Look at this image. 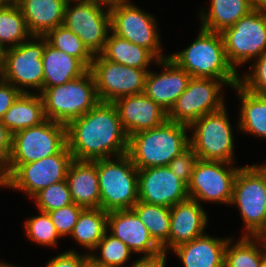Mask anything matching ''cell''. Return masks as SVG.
Instances as JSON below:
<instances>
[{
	"mask_svg": "<svg viewBox=\"0 0 266 267\" xmlns=\"http://www.w3.org/2000/svg\"><path fill=\"white\" fill-rule=\"evenodd\" d=\"M66 128L73 159L94 161L127 154L129 137L112 102H99Z\"/></svg>",
	"mask_w": 266,
	"mask_h": 267,
	"instance_id": "cell-1",
	"label": "cell"
},
{
	"mask_svg": "<svg viewBox=\"0 0 266 267\" xmlns=\"http://www.w3.org/2000/svg\"><path fill=\"white\" fill-rule=\"evenodd\" d=\"M189 126L167 120L162 125L129 136L127 155L138 169L168 166L190 146Z\"/></svg>",
	"mask_w": 266,
	"mask_h": 267,
	"instance_id": "cell-2",
	"label": "cell"
},
{
	"mask_svg": "<svg viewBox=\"0 0 266 267\" xmlns=\"http://www.w3.org/2000/svg\"><path fill=\"white\" fill-rule=\"evenodd\" d=\"M198 37L185 49L169 55L191 77L222 80L226 87L239 83L240 73L229 64L221 33L200 27Z\"/></svg>",
	"mask_w": 266,
	"mask_h": 267,
	"instance_id": "cell-3",
	"label": "cell"
},
{
	"mask_svg": "<svg viewBox=\"0 0 266 267\" xmlns=\"http://www.w3.org/2000/svg\"><path fill=\"white\" fill-rule=\"evenodd\" d=\"M39 94L46 119L65 125L83 116L100 102L90 70L62 85L43 87Z\"/></svg>",
	"mask_w": 266,
	"mask_h": 267,
	"instance_id": "cell-4",
	"label": "cell"
},
{
	"mask_svg": "<svg viewBox=\"0 0 266 267\" xmlns=\"http://www.w3.org/2000/svg\"><path fill=\"white\" fill-rule=\"evenodd\" d=\"M100 208L106 212L128 210L139 201L138 169L126 154L96 160Z\"/></svg>",
	"mask_w": 266,
	"mask_h": 267,
	"instance_id": "cell-5",
	"label": "cell"
},
{
	"mask_svg": "<svg viewBox=\"0 0 266 267\" xmlns=\"http://www.w3.org/2000/svg\"><path fill=\"white\" fill-rule=\"evenodd\" d=\"M73 157L66 145L59 153L26 164H6L3 167L5 188L23 191L33 198L39 191L66 180Z\"/></svg>",
	"mask_w": 266,
	"mask_h": 267,
	"instance_id": "cell-6",
	"label": "cell"
},
{
	"mask_svg": "<svg viewBox=\"0 0 266 267\" xmlns=\"http://www.w3.org/2000/svg\"><path fill=\"white\" fill-rule=\"evenodd\" d=\"M230 205L236 206L241 214L242 236H262L266 232V182L254 165L239 168Z\"/></svg>",
	"mask_w": 266,
	"mask_h": 267,
	"instance_id": "cell-7",
	"label": "cell"
},
{
	"mask_svg": "<svg viewBox=\"0 0 266 267\" xmlns=\"http://www.w3.org/2000/svg\"><path fill=\"white\" fill-rule=\"evenodd\" d=\"M189 130L190 146L200 160L236 162L232 124L226 105L194 121Z\"/></svg>",
	"mask_w": 266,
	"mask_h": 267,
	"instance_id": "cell-8",
	"label": "cell"
},
{
	"mask_svg": "<svg viewBox=\"0 0 266 267\" xmlns=\"http://www.w3.org/2000/svg\"><path fill=\"white\" fill-rule=\"evenodd\" d=\"M63 25L76 34L93 55L100 54L111 31L110 4L100 0H68Z\"/></svg>",
	"mask_w": 266,
	"mask_h": 267,
	"instance_id": "cell-9",
	"label": "cell"
},
{
	"mask_svg": "<svg viewBox=\"0 0 266 267\" xmlns=\"http://www.w3.org/2000/svg\"><path fill=\"white\" fill-rule=\"evenodd\" d=\"M44 49V36H31L16 47L7 49L0 77L21 93H30L29 89L32 88L39 94L44 87Z\"/></svg>",
	"mask_w": 266,
	"mask_h": 267,
	"instance_id": "cell-10",
	"label": "cell"
},
{
	"mask_svg": "<svg viewBox=\"0 0 266 267\" xmlns=\"http://www.w3.org/2000/svg\"><path fill=\"white\" fill-rule=\"evenodd\" d=\"M156 18L128 0L110 4V27L115 35L148 49L158 60L163 54ZM158 23V24H157ZM162 52V53H161Z\"/></svg>",
	"mask_w": 266,
	"mask_h": 267,
	"instance_id": "cell-11",
	"label": "cell"
},
{
	"mask_svg": "<svg viewBox=\"0 0 266 267\" xmlns=\"http://www.w3.org/2000/svg\"><path fill=\"white\" fill-rule=\"evenodd\" d=\"M227 60L239 73L241 68L266 52V14L253 9L221 32Z\"/></svg>",
	"mask_w": 266,
	"mask_h": 267,
	"instance_id": "cell-12",
	"label": "cell"
},
{
	"mask_svg": "<svg viewBox=\"0 0 266 267\" xmlns=\"http://www.w3.org/2000/svg\"><path fill=\"white\" fill-rule=\"evenodd\" d=\"M66 145V125L46 120L41 125L13 134L12 152L7 164L35 162L59 153Z\"/></svg>",
	"mask_w": 266,
	"mask_h": 267,
	"instance_id": "cell-13",
	"label": "cell"
},
{
	"mask_svg": "<svg viewBox=\"0 0 266 267\" xmlns=\"http://www.w3.org/2000/svg\"><path fill=\"white\" fill-rule=\"evenodd\" d=\"M225 85L214 78L191 77L168 112V120L189 126L204 115L221 110L225 106L222 92Z\"/></svg>",
	"mask_w": 266,
	"mask_h": 267,
	"instance_id": "cell-14",
	"label": "cell"
},
{
	"mask_svg": "<svg viewBox=\"0 0 266 267\" xmlns=\"http://www.w3.org/2000/svg\"><path fill=\"white\" fill-rule=\"evenodd\" d=\"M93 74L100 102H114L123 96L144 93L149 69L128 67L94 55L89 69Z\"/></svg>",
	"mask_w": 266,
	"mask_h": 267,
	"instance_id": "cell-15",
	"label": "cell"
},
{
	"mask_svg": "<svg viewBox=\"0 0 266 267\" xmlns=\"http://www.w3.org/2000/svg\"><path fill=\"white\" fill-rule=\"evenodd\" d=\"M224 161L200 160L188 184L189 198L201 202L230 205L233 183L239 167Z\"/></svg>",
	"mask_w": 266,
	"mask_h": 267,
	"instance_id": "cell-16",
	"label": "cell"
},
{
	"mask_svg": "<svg viewBox=\"0 0 266 267\" xmlns=\"http://www.w3.org/2000/svg\"><path fill=\"white\" fill-rule=\"evenodd\" d=\"M188 198V185L169 166L138 170L139 201L171 208Z\"/></svg>",
	"mask_w": 266,
	"mask_h": 267,
	"instance_id": "cell-17",
	"label": "cell"
},
{
	"mask_svg": "<svg viewBox=\"0 0 266 267\" xmlns=\"http://www.w3.org/2000/svg\"><path fill=\"white\" fill-rule=\"evenodd\" d=\"M155 65L162 66V72L148 71L144 94L168 113L186 89L191 76L169 57L158 60Z\"/></svg>",
	"mask_w": 266,
	"mask_h": 267,
	"instance_id": "cell-18",
	"label": "cell"
},
{
	"mask_svg": "<svg viewBox=\"0 0 266 267\" xmlns=\"http://www.w3.org/2000/svg\"><path fill=\"white\" fill-rule=\"evenodd\" d=\"M128 137L136 132L156 128L168 120V113L144 93L123 96L113 102Z\"/></svg>",
	"mask_w": 266,
	"mask_h": 267,
	"instance_id": "cell-19",
	"label": "cell"
},
{
	"mask_svg": "<svg viewBox=\"0 0 266 267\" xmlns=\"http://www.w3.org/2000/svg\"><path fill=\"white\" fill-rule=\"evenodd\" d=\"M107 231L125 243L132 253L149 256L163 251L132 209L108 212Z\"/></svg>",
	"mask_w": 266,
	"mask_h": 267,
	"instance_id": "cell-20",
	"label": "cell"
},
{
	"mask_svg": "<svg viewBox=\"0 0 266 267\" xmlns=\"http://www.w3.org/2000/svg\"><path fill=\"white\" fill-rule=\"evenodd\" d=\"M202 206L188 198L170 208L169 250L206 233L209 219Z\"/></svg>",
	"mask_w": 266,
	"mask_h": 267,
	"instance_id": "cell-21",
	"label": "cell"
},
{
	"mask_svg": "<svg viewBox=\"0 0 266 267\" xmlns=\"http://www.w3.org/2000/svg\"><path fill=\"white\" fill-rule=\"evenodd\" d=\"M66 181L72 202L83 208H100V189L96 160L73 159Z\"/></svg>",
	"mask_w": 266,
	"mask_h": 267,
	"instance_id": "cell-22",
	"label": "cell"
},
{
	"mask_svg": "<svg viewBox=\"0 0 266 267\" xmlns=\"http://www.w3.org/2000/svg\"><path fill=\"white\" fill-rule=\"evenodd\" d=\"M228 240L229 237H212L205 233L172 250L183 263V267H224Z\"/></svg>",
	"mask_w": 266,
	"mask_h": 267,
	"instance_id": "cell-23",
	"label": "cell"
},
{
	"mask_svg": "<svg viewBox=\"0 0 266 267\" xmlns=\"http://www.w3.org/2000/svg\"><path fill=\"white\" fill-rule=\"evenodd\" d=\"M68 0H18L27 28L32 36H45L64 23Z\"/></svg>",
	"mask_w": 266,
	"mask_h": 267,
	"instance_id": "cell-24",
	"label": "cell"
},
{
	"mask_svg": "<svg viewBox=\"0 0 266 267\" xmlns=\"http://www.w3.org/2000/svg\"><path fill=\"white\" fill-rule=\"evenodd\" d=\"M42 62L44 68V87H53L70 82L89 70L78 58L51 46L46 38Z\"/></svg>",
	"mask_w": 266,
	"mask_h": 267,
	"instance_id": "cell-25",
	"label": "cell"
},
{
	"mask_svg": "<svg viewBox=\"0 0 266 267\" xmlns=\"http://www.w3.org/2000/svg\"><path fill=\"white\" fill-rule=\"evenodd\" d=\"M209 2L208 10L203 8L199 12L200 27L218 33L233 26L254 9L252 0H210Z\"/></svg>",
	"mask_w": 266,
	"mask_h": 267,
	"instance_id": "cell-26",
	"label": "cell"
},
{
	"mask_svg": "<svg viewBox=\"0 0 266 267\" xmlns=\"http://www.w3.org/2000/svg\"><path fill=\"white\" fill-rule=\"evenodd\" d=\"M240 101L238 130L266 139V96L254 94L246 90L240 83L234 85Z\"/></svg>",
	"mask_w": 266,
	"mask_h": 267,
	"instance_id": "cell-27",
	"label": "cell"
},
{
	"mask_svg": "<svg viewBox=\"0 0 266 267\" xmlns=\"http://www.w3.org/2000/svg\"><path fill=\"white\" fill-rule=\"evenodd\" d=\"M43 101L35 92L21 93L3 115L1 122L12 133L41 125L46 121Z\"/></svg>",
	"mask_w": 266,
	"mask_h": 267,
	"instance_id": "cell-28",
	"label": "cell"
},
{
	"mask_svg": "<svg viewBox=\"0 0 266 267\" xmlns=\"http://www.w3.org/2000/svg\"><path fill=\"white\" fill-rule=\"evenodd\" d=\"M100 55L109 61L138 69H149L158 59L146 48L123 39L111 31Z\"/></svg>",
	"mask_w": 266,
	"mask_h": 267,
	"instance_id": "cell-29",
	"label": "cell"
},
{
	"mask_svg": "<svg viewBox=\"0 0 266 267\" xmlns=\"http://www.w3.org/2000/svg\"><path fill=\"white\" fill-rule=\"evenodd\" d=\"M107 225L108 212L101 208H85L70 236L79 246L90 251L87 254H91L107 232Z\"/></svg>",
	"mask_w": 266,
	"mask_h": 267,
	"instance_id": "cell-30",
	"label": "cell"
},
{
	"mask_svg": "<svg viewBox=\"0 0 266 267\" xmlns=\"http://www.w3.org/2000/svg\"><path fill=\"white\" fill-rule=\"evenodd\" d=\"M234 239L231 237L227 242L224 267H260L266 254L262 236H242L235 243Z\"/></svg>",
	"mask_w": 266,
	"mask_h": 267,
	"instance_id": "cell-31",
	"label": "cell"
},
{
	"mask_svg": "<svg viewBox=\"0 0 266 267\" xmlns=\"http://www.w3.org/2000/svg\"><path fill=\"white\" fill-rule=\"evenodd\" d=\"M132 210L147 227L151 237L162 248L169 250L170 208L138 201Z\"/></svg>",
	"mask_w": 266,
	"mask_h": 267,
	"instance_id": "cell-32",
	"label": "cell"
},
{
	"mask_svg": "<svg viewBox=\"0 0 266 267\" xmlns=\"http://www.w3.org/2000/svg\"><path fill=\"white\" fill-rule=\"evenodd\" d=\"M31 36L17 3H10L0 10V45L5 50L16 47Z\"/></svg>",
	"mask_w": 266,
	"mask_h": 267,
	"instance_id": "cell-33",
	"label": "cell"
},
{
	"mask_svg": "<svg viewBox=\"0 0 266 267\" xmlns=\"http://www.w3.org/2000/svg\"><path fill=\"white\" fill-rule=\"evenodd\" d=\"M44 37L51 46L78 58L90 69L94 55L86 48L81 39L63 24L50 30Z\"/></svg>",
	"mask_w": 266,
	"mask_h": 267,
	"instance_id": "cell-34",
	"label": "cell"
},
{
	"mask_svg": "<svg viewBox=\"0 0 266 267\" xmlns=\"http://www.w3.org/2000/svg\"><path fill=\"white\" fill-rule=\"evenodd\" d=\"M95 251V252H94ZM98 251L99 254L96 252ZM94 253L90 255L98 262H100L104 267H124V264L130 260L133 253L118 238H115L108 231L105 233L103 238L97 244Z\"/></svg>",
	"mask_w": 266,
	"mask_h": 267,
	"instance_id": "cell-35",
	"label": "cell"
},
{
	"mask_svg": "<svg viewBox=\"0 0 266 267\" xmlns=\"http://www.w3.org/2000/svg\"><path fill=\"white\" fill-rule=\"evenodd\" d=\"M39 215L32 216L25 220V235L33 243L44 247H57L60 235L57 233L55 225L53 224L48 213L38 212Z\"/></svg>",
	"mask_w": 266,
	"mask_h": 267,
	"instance_id": "cell-36",
	"label": "cell"
},
{
	"mask_svg": "<svg viewBox=\"0 0 266 267\" xmlns=\"http://www.w3.org/2000/svg\"><path fill=\"white\" fill-rule=\"evenodd\" d=\"M32 199H34L37 210L45 213L73 203L66 180L49 185L39 191Z\"/></svg>",
	"mask_w": 266,
	"mask_h": 267,
	"instance_id": "cell-37",
	"label": "cell"
},
{
	"mask_svg": "<svg viewBox=\"0 0 266 267\" xmlns=\"http://www.w3.org/2000/svg\"><path fill=\"white\" fill-rule=\"evenodd\" d=\"M254 61L250 71L239 76V83L254 94L266 96V52Z\"/></svg>",
	"mask_w": 266,
	"mask_h": 267,
	"instance_id": "cell-38",
	"label": "cell"
},
{
	"mask_svg": "<svg viewBox=\"0 0 266 267\" xmlns=\"http://www.w3.org/2000/svg\"><path fill=\"white\" fill-rule=\"evenodd\" d=\"M82 206L72 203L68 206L47 212L55 225L57 233L61 238L68 237L72 234L74 226L78 221L81 212L84 210Z\"/></svg>",
	"mask_w": 266,
	"mask_h": 267,
	"instance_id": "cell-39",
	"label": "cell"
},
{
	"mask_svg": "<svg viewBox=\"0 0 266 267\" xmlns=\"http://www.w3.org/2000/svg\"><path fill=\"white\" fill-rule=\"evenodd\" d=\"M198 159L193 148L189 146L185 151L173 158L168 166L178 178L188 185Z\"/></svg>",
	"mask_w": 266,
	"mask_h": 267,
	"instance_id": "cell-40",
	"label": "cell"
},
{
	"mask_svg": "<svg viewBox=\"0 0 266 267\" xmlns=\"http://www.w3.org/2000/svg\"><path fill=\"white\" fill-rule=\"evenodd\" d=\"M20 94L17 88L0 77V120Z\"/></svg>",
	"mask_w": 266,
	"mask_h": 267,
	"instance_id": "cell-41",
	"label": "cell"
},
{
	"mask_svg": "<svg viewBox=\"0 0 266 267\" xmlns=\"http://www.w3.org/2000/svg\"><path fill=\"white\" fill-rule=\"evenodd\" d=\"M81 265V254L76 252L74 249L65 251L50 258L46 263V267H80Z\"/></svg>",
	"mask_w": 266,
	"mask_h": 267,
	"instance_id": "cell-42",
	"label": "cell"
},
{
	"mask_svg": "<svg viewBox=\"0 0 266 267\" xmlns=\"http://www.w3.org/2000/svg\"><path fill=\"white\" fill-rule=\"evenodd\" d=\"M13 134L0 120V164L4 167L10 159L12 152Z\"/></svg>",
	"mask_w": 266,
	"mask_h": 267,
	"instance_id": "cell-43",
	"label": "cell"
},
{
	"mask_svg": "<svg viewBox=\"0 0 266 267\" xmlns=\"http://www.w3.org/2000/svg\"><path fill=\"white\" fill-rule=\"evenodd\" d=\"M169 253L161 251L154 255L143 256L134 261L131 267H165L167 262V255Z\"/></svg>",
	"mask_w": 266,
	"mask_h": 267,
	"instance_id": "cell-44",
	"label": "cell"
},
{
	"mask_svg": "<svg viewBox=\"0 0 266 267\" xmlns=\"http://www.w3.org/2000/svg\"><path fill=\"white\" fill-rule=\"evenodd\" d=\"M80 267H104L100 262L96 261L90 254L81 255Z\"/></svg>",
	"mask_w": 266,
	"mask_h": 267,
	"instance_id": "cell-45",
	"label": "cell"
},
{
	"mask_svg": "<svg viewBox=\"0 0 266 267\" xmlns=\"http://www.w3.org/2000/svg\"><path fill=\"white\" fill-rule=\"evenodd\" d=\"M252 4L255 10L266 14V0H252Z\"/></svg>",
	"mask_w": 266,
	"mask_h": 267,
	"instance_id": "cell-46",
	"label": "cell"
},
{
	"mask_svg": "<svg viewBox=\"0 0 266 267\" xmlns=\"http://www.w3.org/2000/svg\"><path fill=\"white\" fill-rule=\"evenodd\" d=\"M5 49L0 45V71L3 69L5 60Z\"/></svg>",
	"mask_w": 266,
	"mask_h": 267,
	"instance_id": "cell-47",
	"label": "cell"
},
{
	"mask_svg": "<svg viewBox=\"0 0 266 267\" xmlns=\"http://www.w3.org/2000/svg\"><path fill=\"white\" fill-rule=\"evenodd\" d=\"M0 187L5 188V175L3 171V166L0 164Z\"/></svg>",
	"mask_w": 266,
	"mask_h": 267,
	"instance_id": "cell-48",
	"label": "cell"
},
{
	"mask_svg": "<svg viewBox=\"0 0 266 267\" xmlns=\"http://www.w3.org/2000/svg\"><path fill=\"white\" fill-rule=\"evenodd\" d=\"M265 177V182H266V162L265 164L262 163V165H257V164H253Z\"/></svg>",
	"mask_w": 266,
	"mask_h": 267,
	"instance_id": "cell-49",
	"label": "cell"
},
{
	"mask_svg": "<svg viewBox=\"0 0 266 267\" xmlns=\"http://www.w3.org/2000/svg\"><path fill=\"white\" fill-rule=\"evenodd\" d=\"M0 267H20V266H18V265L16 266V265L4 262V261H0Z\"/></svg>",
	"mask_w": 266,
	"mask_h": 267,
	"instance_id": "cell-50",
	"label": "cell"
},
{
	"mask_svg": "<svg viewBox=\"0 0 266 267\" xmlns=\"http://www.w3.org/2000/svg\"><path fill=\"white\" fill-rule=\"evenodd\" d=\"M8 4H10L9 0H0V10L5 8Z\"/></svg>",
	"mask_w": 266,
	"mask_h": 267,
	"instance_id": "cell-51",
	"label": "cell"
},
{
	"mask_svg": "<svg viewBox=\"0 0 266 267\" xmlns=\"http://www.w3.org/2000/svg\"><path fill=\"white\" fill-rule=\"evenodd\" d=\"M100 1L107 2V3L111 4L114 2H120V1H125V0H100Z\"/></svg>",
	"mask_w": 266,
	"mask_h": 267,
	"instance_id": "cell-52",
	"label": "cell"
},
{
	"mask_svg": "<svg viewBox=\"0 0 266 267\" xmlns=\"http://www.w3.org/2000/svg\"><path fill=\"white\" fill-rule=\"evenodd\" d=\"M260 267H266V254L263 256L262 263Z\"/></svg>",
	"mask_w": 266,
	"mask_h": 267,
	"instance_id": "cell-53",
	"label": "cell"
},
{
	"mask_svg": "<svg viewBox=\"0 0 266 267\" xmlns=\"http://www.w3.org/2000/svg\"><path fill=\"white\" fill-rule=\"evenodd\" d=\"M262 238L266 241V232L262 235Z\"/></svg>",
	"mask_w": 266,
	"mask_h": 267,
	"instance_id": "cell-54",
	"label": "cell"
},
{
	"mask_svg": "<svg viewBox=\"0 0 266 267\" xmlns=\"http://www.w3.org/2000/svg\"><path fill=\"white\" fill-rule=\"evenodd\" d=\"M18 0H9L10 3H16Z\"/></svg>",
	"mask_w": 266,
	"mask_h": 267,
	"instance_id": "cell-55",
	"label": "cell"
}]
</instances>
